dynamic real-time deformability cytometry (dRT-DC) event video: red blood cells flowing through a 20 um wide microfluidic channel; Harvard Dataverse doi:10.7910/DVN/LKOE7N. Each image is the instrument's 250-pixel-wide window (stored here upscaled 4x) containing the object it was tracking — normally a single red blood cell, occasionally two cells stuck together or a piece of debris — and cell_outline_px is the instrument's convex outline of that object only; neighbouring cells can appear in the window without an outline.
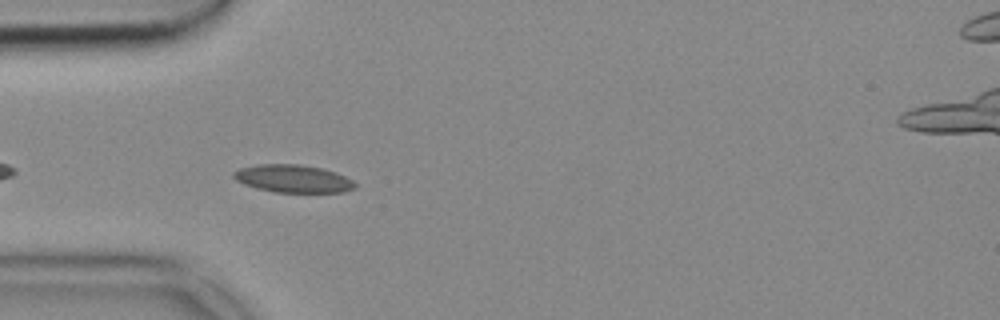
{"species": "common noctule bat (a hibernating species)", "species_latin": "Nyctalus noctula", "temperature_condition": "cold", "stored_images_in_passage": 42, "camera_frame_rate_fps": 3000, "um_per_image_px": 0.085, "animal": {"sex": "female", "body_mass_g": 18.4}, "frame": {"image": 1, "passage_image": 4, "time_ms": 1.0, "image_size_px": [1000, 320], "cell_outline_px": [[356, 188], [344, 192], [276, 192], [256, 188], [244, 184], [236, 180], [232, 176], [232, 172], [240, 168], [260, 164], [300, 164], [324, 168], [336, 172], [352, 180], [356, 184]], "centroid_in_image_um": [24.92, 15.18], "position_along_channel_um": 60.1, "area_um2": 19.71}}
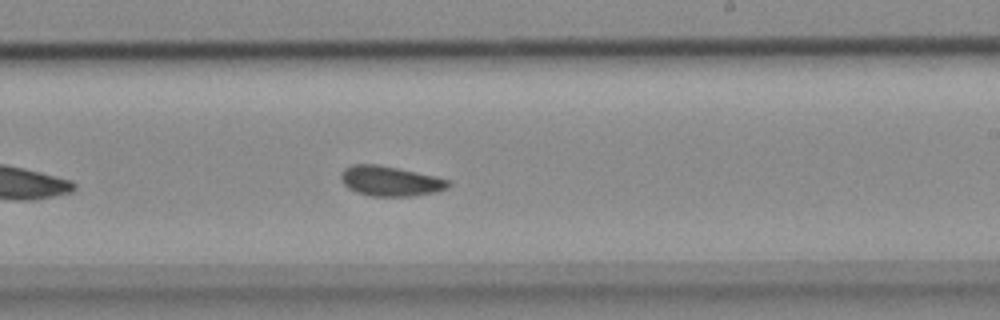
{"frame": {"image": 2, "passage_image": 20, "time_ms": 6.333, "image_size_px": [1000, 320], "cell_outline_px": [[452, 184], [448, 188], [436, 192], [412, 196], [368, 196], [356, 192], [348, 188], [340, 180], [340, 172], [344, 168], [352, 164], [380, 164], [436, 176], [452, 180]], "centroid_in_image_um": [33.18, 15.38], "position_along_channel_um": 255.8, "area_um2": 19.19}}
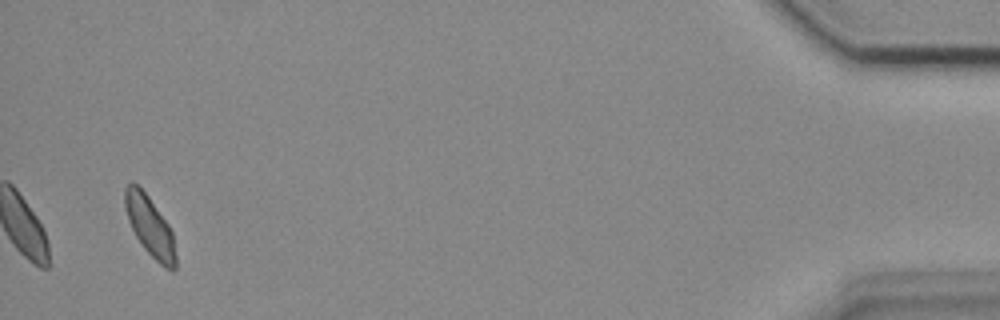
{"frame": {"image": 3, "passage_image": 40, "time_ms": 13.0, "image_size_px": [1000, 320], "cell_outline_px": [[176, 268], [172, 272], [164, 268], [144, 248], [136, 236], [128, 220], [124, 204], [124, 188], [132, 180], [148, 196], [168, 224], [172, 232], [176, 256]], "centroid_in_image_um": [12.74, 19.25], "position_along_channel_um": 422.5, "area_um2": 17.63}}